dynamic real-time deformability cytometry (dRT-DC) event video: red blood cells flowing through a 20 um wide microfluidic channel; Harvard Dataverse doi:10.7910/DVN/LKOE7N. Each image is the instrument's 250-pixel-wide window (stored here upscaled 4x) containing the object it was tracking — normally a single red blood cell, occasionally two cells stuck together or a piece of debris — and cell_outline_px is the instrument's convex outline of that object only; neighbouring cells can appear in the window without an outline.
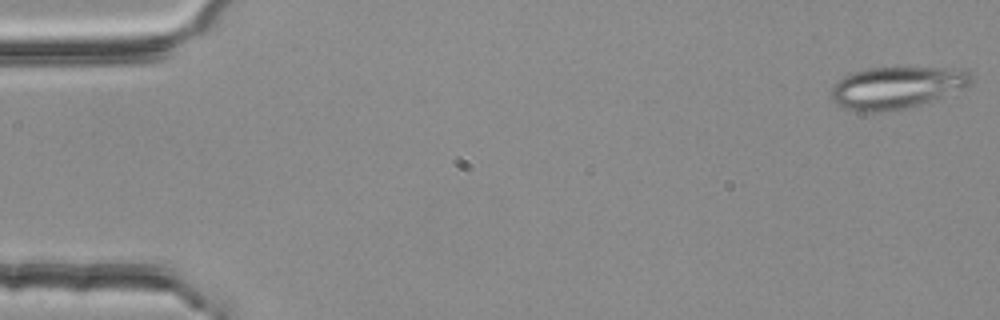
{"species": "common noctule bat (a hibernating species)", "species_latin": "Nyctalus noctula", "temperature_condition": "room temperature", "stored_images_in_passage": 14, "camera_frame_rate_fps": 3000, "um_per_image_px": 0.085, "animal": {"sex": "female", "body_mass_g": 25.1}, "frame": {"image": 1, "passage_image": 1, "time_ms": 0.0, "image_size_px": [1000, 320], "cell_outline_px": [[972, 84], [940, 100], [904, 108], [880, 112], [856, 112], [844, 108], [832, 100], [832, 84], [836, 80], [852, 72], [868, 68], [964, 68], [972, 76]], "centroid_in_image_um": [76.25, 7.45], "position_along_channel_um": 8.8, "area_um2": 34.8}}